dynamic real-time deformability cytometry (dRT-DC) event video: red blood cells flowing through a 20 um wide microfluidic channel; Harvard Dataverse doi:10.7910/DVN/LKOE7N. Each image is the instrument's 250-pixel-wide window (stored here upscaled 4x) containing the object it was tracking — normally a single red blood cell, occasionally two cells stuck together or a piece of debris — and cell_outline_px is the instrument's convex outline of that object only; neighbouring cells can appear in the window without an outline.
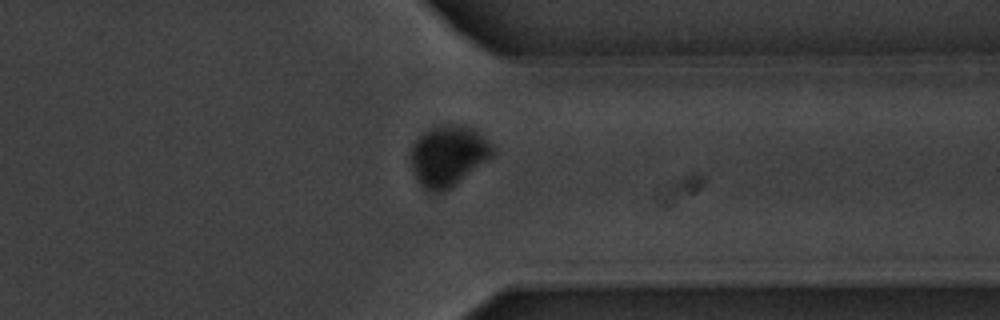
{"species": "common noctule bat (a hibernating species)", "species_latin": "Nyctalus noctula", "temperature_condition": "warm", "stored_images_in_passage": 40, "camera_frame_rate_fps": 3000, "um_per_image_px": 0.085, "animal": {"sex": "male", "body_mass_g": 20.1, "forearm_length_mm": 53.5}, "frame": {"image": 1, "passage_image": 28, "time_ms": 9.0, "image_size_px": [1000, 320], "cell_outline_px": [[496, 152], [488, 160], [452, 188], [444, 192], [428, 192], [416, 180], [412, 168], [412, 144], [424, 132], [432, 128], [444, 124], [464, 124], [476, 128], [496, 148]], "centroid_in_image_um": [38.15, 13.24], "position_along_channel_um": 373.3, "area_um2": 29.42}}
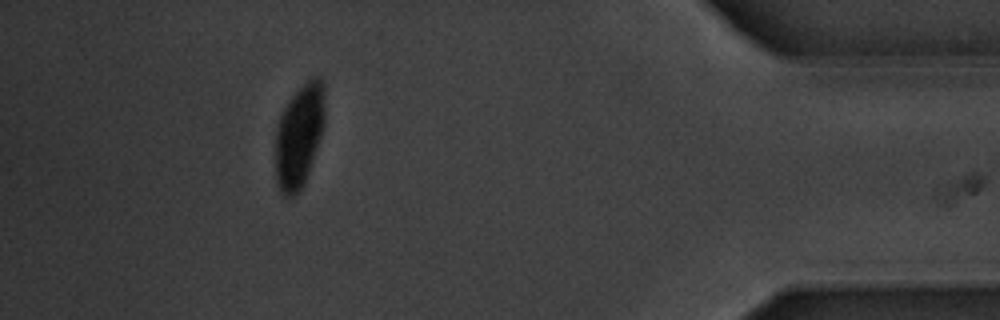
{"frame": {"image": 2, "passage_image": 35, "time_ms": 11.333, "image_size_px": [1000, 320], "cell_outline_px": [[324, 120], [320, 136], [304, 184], [300, 192], [292, 196], [284, 196], [280, 192], [276, 180], [276, 128], [280, 116], [288, 100], [312, 76], [316, 76], [324, 84]], "centroid_in_image_um": [25.41, 11.55], "position_along_channel_um": 409.8, "area_um2": 29.3}}